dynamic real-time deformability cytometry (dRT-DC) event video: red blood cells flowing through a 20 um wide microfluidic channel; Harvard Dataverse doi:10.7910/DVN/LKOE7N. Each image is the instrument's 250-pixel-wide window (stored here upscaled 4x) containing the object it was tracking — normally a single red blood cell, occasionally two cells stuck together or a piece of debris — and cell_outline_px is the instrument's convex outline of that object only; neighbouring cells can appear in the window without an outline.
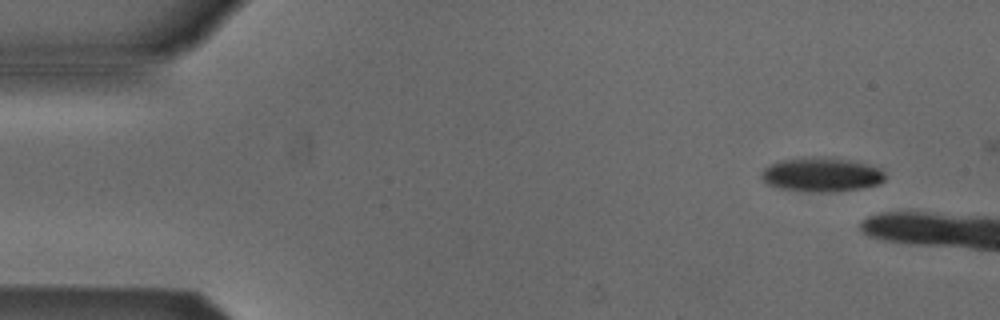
{"species": "Egyptian fruit bat (a non-hibernating species)", "species_latin": "Rousettus aegyptiacus", "temperature_condition": "cold", "stored_images_in_passage": 2, "camera_frame_rate_fps": 3000, "um_per_image_px": 0.085, "animal": {"sex": "male"}, "frame": {"image": 1, "passage_image": 1, "time_ms": 0.0, "image_size_px": [1000, 320], "cell_outline_px": [[884, 180], [876, 184], [860, 188], [832, 192], [820, 192], [780, 188], [768, 184], [760, 176], [764, 168], [780, 160], [812, 156], [820, 156], [848, 160], [868, 164], [880, 168], [884, 172]], "centroid_in_image_um": [69.82, 14.83], "position_along_channel_um": 15.2, "area_um2": 24.39}}